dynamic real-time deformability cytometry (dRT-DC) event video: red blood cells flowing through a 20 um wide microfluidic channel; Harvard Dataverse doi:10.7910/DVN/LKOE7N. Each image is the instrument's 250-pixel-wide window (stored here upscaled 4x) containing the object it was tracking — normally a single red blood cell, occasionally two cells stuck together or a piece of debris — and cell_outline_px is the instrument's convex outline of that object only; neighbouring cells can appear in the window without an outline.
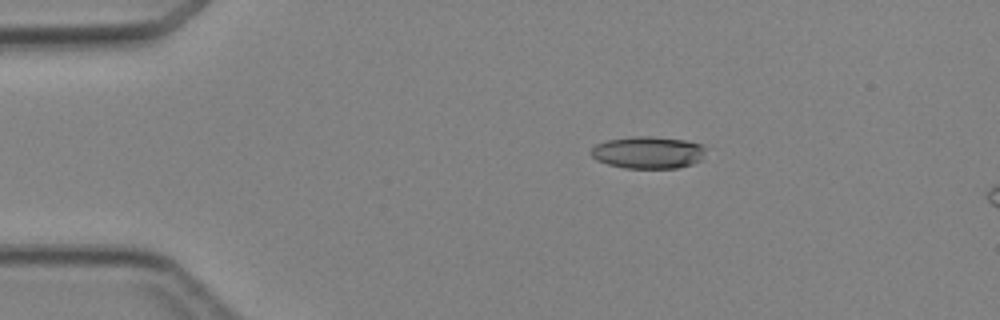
{"species": "Egyptian fruit bat (a non-hibernating species)", "species_latin": "Rousettus aegyptiacus", "temperature_condition": "cold", "stored_images_in_passage": 4, "camera_frame_rate_fps": 3000, "um_per_image_px": 0.085, "animal": {"sex": "female"}, "frame": {"image": 1, "passage_image": 3, "time_ms": 2.333, "image_size_px": [1000, 320], "cell_outline_px": [[704, 152], [700, 160], [692, 164], [676, 168], [624, 168], [608, 164], [596, 160], [592, 156], [592, 148], [596, 144], [604, 140], [632, 136], [652, 136], [684, 140], [704, 144]], "centroid_in_image_um": [55.07, 12.95], "position_along_channel_um": 29.9, "area_um2": 21.56}}